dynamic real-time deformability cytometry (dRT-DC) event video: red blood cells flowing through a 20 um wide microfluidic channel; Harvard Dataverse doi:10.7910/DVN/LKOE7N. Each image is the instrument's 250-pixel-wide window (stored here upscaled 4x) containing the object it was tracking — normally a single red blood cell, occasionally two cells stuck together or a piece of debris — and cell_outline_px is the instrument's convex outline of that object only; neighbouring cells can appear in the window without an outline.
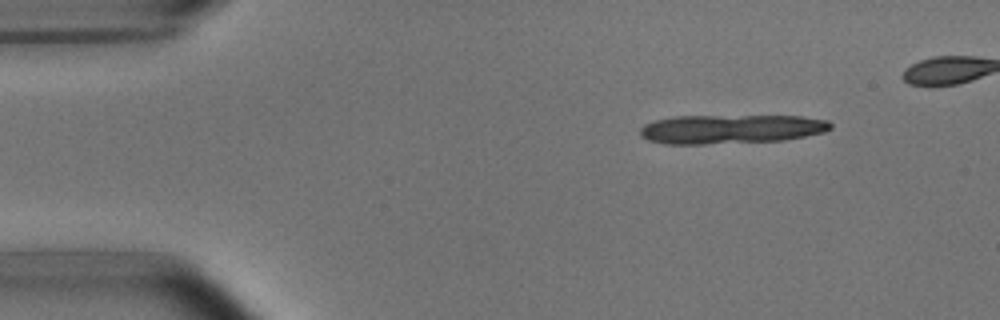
{"species": "common noctule bat (a hibernating species)", "species_latin": "Nyctalus noctula", "temperature_condition": "room temperature", "stored_images_in_passage": 3, "segment_of_instrument_passage": [2, 2], "camera_frame_rate_fps": 3000, "um_per_image_px": 0.085, "animal": {"sex": "male", "body_mass_g": 15.6}, "frame": {"image": 1, "passage_image": 3, "time_ms": 2.333, "image_size_px": [1000, 320], "cell_outline_px": [[832, 128], [824, 132], [784, 140], [704, 144], [664, 144], [648, 140], [640, 136], [640, 128], [644, 124], [656, 120], [672, 116], [800, 116], [828, 120], [832, 124]], "centroid_in_image_um": [62.11, 10.97], "position_along_channel_um": 22.9, "area_um2": 32.37}}